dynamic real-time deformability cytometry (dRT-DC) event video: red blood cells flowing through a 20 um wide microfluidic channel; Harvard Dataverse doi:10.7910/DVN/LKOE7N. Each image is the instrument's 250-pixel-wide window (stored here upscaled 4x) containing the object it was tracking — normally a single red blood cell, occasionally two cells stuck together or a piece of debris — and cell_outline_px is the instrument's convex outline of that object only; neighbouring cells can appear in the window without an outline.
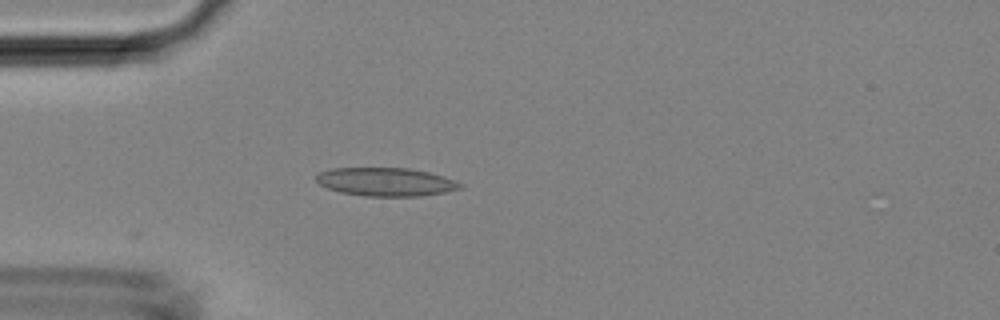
{"species": "Egyptian fruit bat (a non-hibernating species)", "species_latin": "Rousettus aegyptiacus", "temperature_condition": "room temperature", "stored_images_in_passage": 34, "camera_frame_rate_fps": 3000, "um_per_image_px": 0.085, "animal": {"sex": "female"}, "frame": {"image": 1, "passage_image": 1, "time_ms": 0.0, "image_size_px": [1000, 320], "cell_outline_px": [[464, 188], [444, 192], [420, 196], [364, 196], [340, 192], [328, 188], [320, 184], [316, 180], [316, 176], [320, 172], [332, 168], [408, 168], [428, 172], [444, 176], [456, 180], [464, 184]], "centroid_in_image_um": [32.84, 15.46], "position_along_channel_um": 52.2, "area_um2": 23.87}}
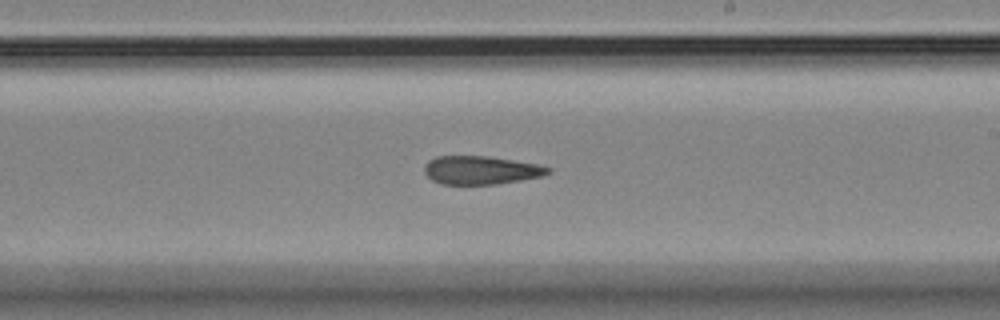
{"frame": {"image": 2, "passage_image": 15, "time_ms": 4.667, "image_size_px": [1000, 320], "cell_outline_px": [[552, 172], [544, 176], [496, 184], [440, 184], [432, 180], [424, 172], [424, 164], [428, 160], [436, 156], [488, 156], [540, 164], [552, 168]], "centroid_in_image_um": [40.9, 14.46], "position_along_channel_um": 248.1, "area_um2": 20.69}}
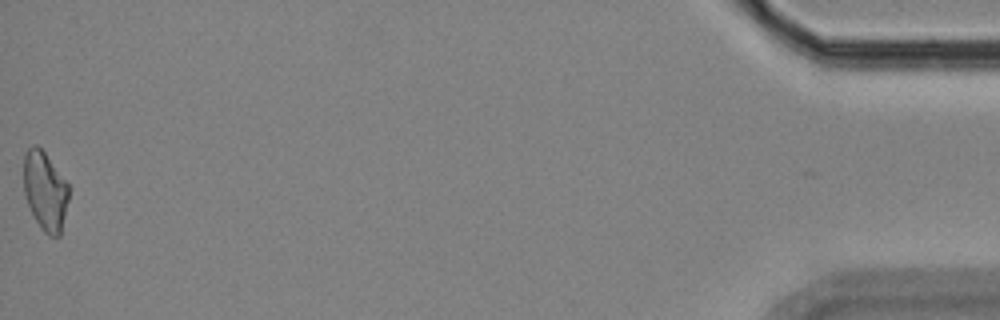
{"frame": {"image": 3, "passage_image": 34, "time_ms": 11.0, "image_size_px": [1000, 320], "cell_outline_px": [[68, 200], [60, 236], [48, 236], [40, 228], [28, 204], [24, 192], [24, 152], [32, 144], [36, 144], [44, 152], [68, 184]], "centroid_in_image_um": [3.82, 16.23], "position_along_channel_um": 431.4, "area_um2": 20.52}}